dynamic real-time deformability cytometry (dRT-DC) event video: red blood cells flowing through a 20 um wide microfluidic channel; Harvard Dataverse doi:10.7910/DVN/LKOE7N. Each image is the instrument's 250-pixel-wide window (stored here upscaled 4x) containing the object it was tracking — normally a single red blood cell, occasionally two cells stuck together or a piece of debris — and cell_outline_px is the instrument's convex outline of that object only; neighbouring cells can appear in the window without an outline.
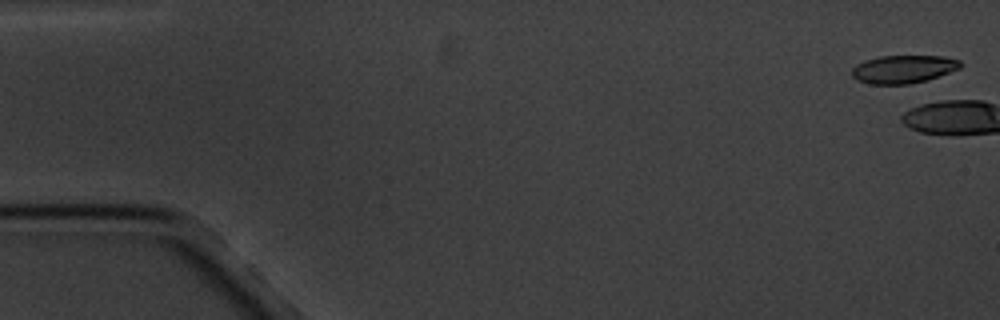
{"species": "common noctule bat (a hibernating species)", "species_latin": "Nyctalus noctula", "temperature_condition": "cold", "stored_images_in_passage": 6, "camera_frame_rate_fps": 3000, "um_per_image_px": 0.085, "animal": {"sex": "male", "body_mass_g": 20.1, "forearm_length_mm": 53.5}, "frame": {"image": 1, "passage_image": 1, "time_ms": 0.0, "image_size_px": [1000, 320], "cell_outline_px": [[964, 64], [960, 68], [928, 80], [908, 84], [868, 84], [856, 80], [852, 76], [852, 68], [856, 64], [864, 60], [880, 56], [940, 56], [960, 60]], "centroid_in_image_um": [76.77, 5.88], "position_along_channel_um": 8.2, "area_um2": 17.86}}
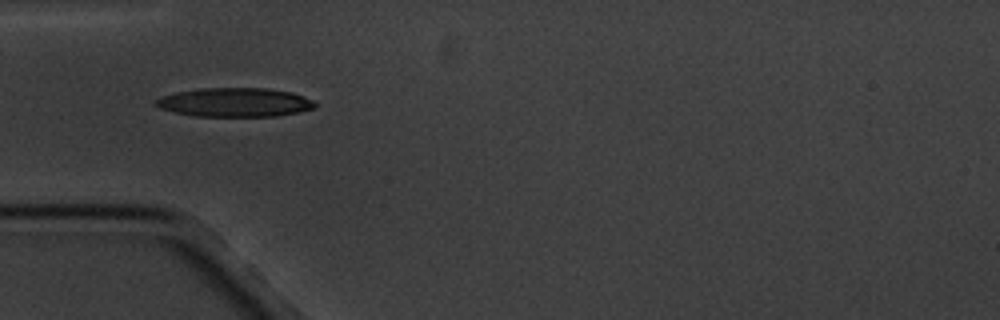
{"frame": {"image": 2, "passage_image": 5, "time_ms": 6.333, "image_size_px": [1000, 320], "cell_outline_px": [[316, 108], [300, 112], [276, 116], [196, 116], [176, 112], [160, 108], [152, 104], [160, 96], [176, 92], [200, 88], [268, 88], [292, 92], [312, 100], [316, 104]], "centroid_in_image_um": [19.96, 8.69], "position_along_channel_um": 65.0, "area_um2": 26.93}}
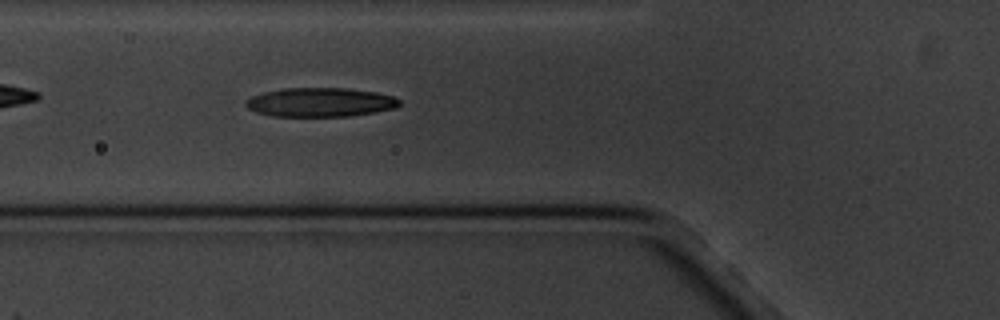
{"frame": {"image": 3, "passage_image": 6, "time_ms": 7.333, "image_size_px": [1000, 320], "cell_outline_px": [[400, 104], [396, 108], [376, 112], [348, 116], [272, 116], [256, 112], [248, 108], [244, 104], [244, 100], [252, 96], [264, 92], [284, 88], [344, 88], [376, 92], [392, 96], [400, 100]], "centroid_in_image_um": [27.2, 8.69], "position_along_channel_um": 98.6, "area_um2": 26.01}}